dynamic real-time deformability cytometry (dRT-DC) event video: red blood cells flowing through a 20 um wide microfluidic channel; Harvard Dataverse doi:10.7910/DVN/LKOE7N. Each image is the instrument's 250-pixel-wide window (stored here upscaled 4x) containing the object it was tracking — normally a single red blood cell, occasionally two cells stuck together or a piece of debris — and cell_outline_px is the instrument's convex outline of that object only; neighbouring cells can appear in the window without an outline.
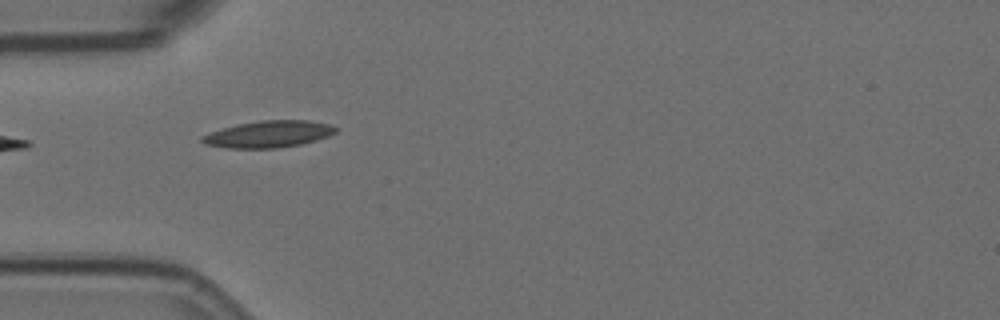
{"species": "Egyptian fruit bat (a non-hibernating species)", "species_latin": "Rousettus aegyptiacus", "temperature_condition": "room temperature", "stored_images_in_passage": 11, "camera_frame_rate_fps": 3000, "um_per_image_px": 0.085, "animal": {"sex": "female"}, "frame": {"image": 1, "passage_image": 2, "time_ms": 0.333, "image_size_px": [1000, 320], "cell_outline_px": [[336, 132], [328, 136], [316, 140], [300, 144], [276, 148], [228, 148], [204, 144], [200, 140], [200, 136], [208, 132], [236, 124], [260, 120], [308, 120], [328, 124], [336, 128]], "centroid_in_image_um": [22.76, 11.4], "position_along_channel_um": 62.2, "area_um2": 20.87}}
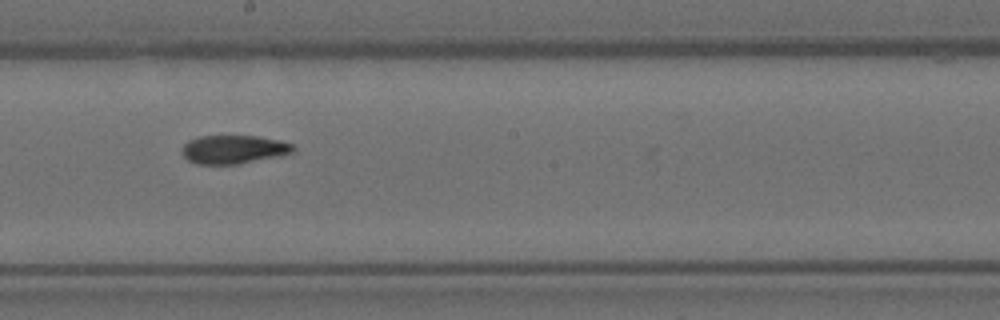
{"frame": {"image": 2, "passage_image": 6, "time_ms": 1.667, "image_size_px": [1000, 320], "cell_outline_px": [[296, 148], [292, 152], [280, 156], [236, 164], [196, 164], [188, 160], [180, 152], [184, 144], [188, 140], [200, 136], [256, 136], [280, 140], [292, 144]], "centroid_in_image_um": [19.84, 12.7], "position_along_channel_um": 228.4, "area_um2": 18.5}}
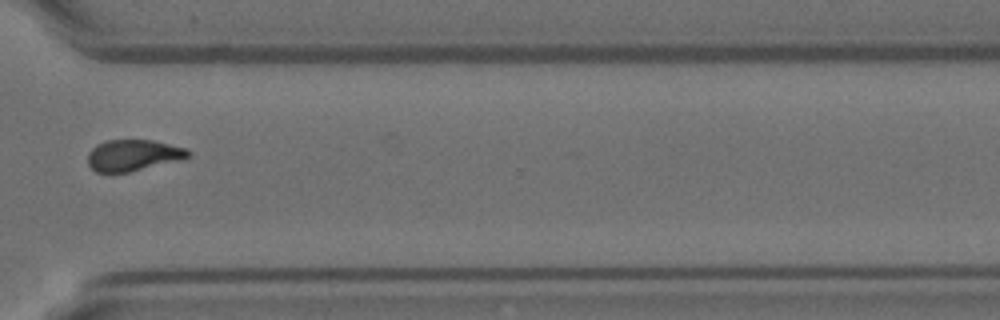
{"frame": {"image": 3, "passage_image": 9, "time_ms": 2.667, "image_size_px": [1000, 320], "cell_outline_px": [[192, 156], [128, 172], [96, 172], [88, 164], [88, 152], [96, 144], [104, 140], [152, 140], [188, 148], [192, 152]], "centroid_in_image_um": [11.31, 13.17], "position_along_channel_um": 359.3, "area_um2": 18.21}}